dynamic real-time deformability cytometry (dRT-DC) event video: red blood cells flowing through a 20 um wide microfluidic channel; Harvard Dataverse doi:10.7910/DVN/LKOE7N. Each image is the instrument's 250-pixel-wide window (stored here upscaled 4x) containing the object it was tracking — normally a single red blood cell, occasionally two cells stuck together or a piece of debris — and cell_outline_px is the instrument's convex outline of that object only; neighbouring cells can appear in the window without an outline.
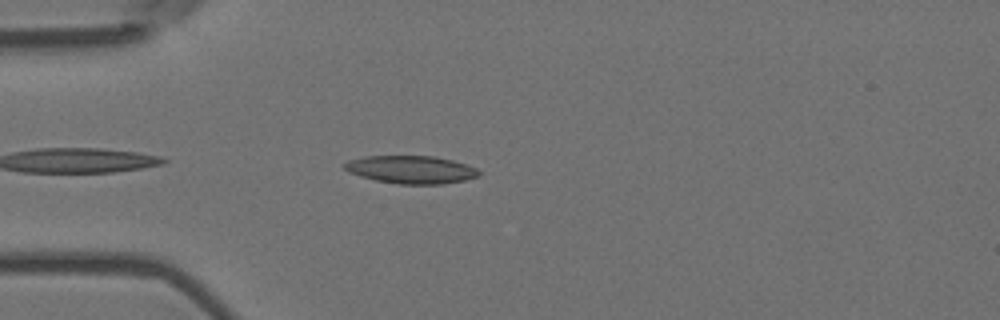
{"species": "Egyptian fruit bat (a non-hibernating species)", "species_latin": "Rousettus aegyptiacus", "temperature_condition": "room temperature", "stored_images_in_passage": 8, "camera_frame_rate_fps": 3000, "um_per_image_px": 0.085, "animal": {"sex": "female"}, "frame": {"image": 1, "passage_image": 3, "time_ms": 0.667, "image_size_px": [1000, 320], "cell_outline_px": [[480, 176], [464, 180], [444, 184], [400, 184], [376, 180], [360, 176], [348, 172], [340, 164], [348, 160], [364, 156], [432, 156], [452, 160], [476, 168], [480, 172]], "centroid_in_image_um": [34.9, 14.41], "position_along_channel_um": 50.1, "area_um2": 21.85}}
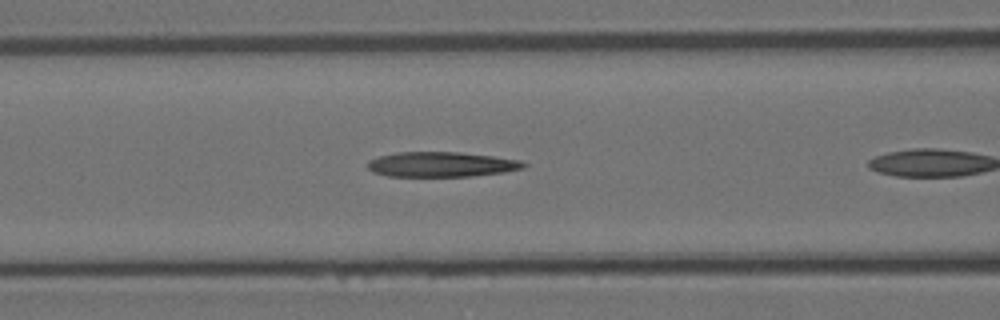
{"frame": {"image": 2, "passage_image": 7, "time_ms": 2.0, "image_size_px": [1000, 320], "cell_outline_px": [[528, 164], [524, 168], [504, 172], [472, 176], [388, 176], [372, 172], [368, 168], [368, 160], [380, 156], [396, 152], [460, 152], [492, 156], [520, 160]], "centroid_in_image_um": [37.52, 13.97], "position_along_channel_um": 129.1, "area_um2": 22.72}}